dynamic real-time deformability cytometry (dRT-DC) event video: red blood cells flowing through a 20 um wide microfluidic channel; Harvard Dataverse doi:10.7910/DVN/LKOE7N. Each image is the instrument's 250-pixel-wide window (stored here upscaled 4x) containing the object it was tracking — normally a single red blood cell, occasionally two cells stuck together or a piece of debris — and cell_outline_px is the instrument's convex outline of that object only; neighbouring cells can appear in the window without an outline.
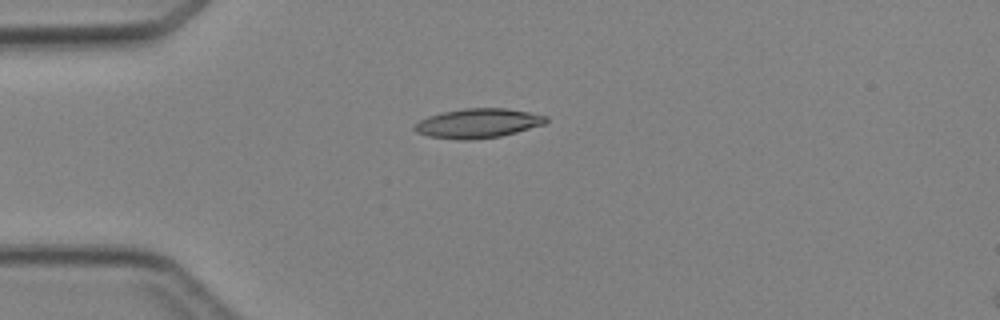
{"species": "Egyptian fruit bat (a non-hibernating species)", "species_latin": "Rousettus aegyptiacus", "temperature_condition": "cold", "stored_images_in_passage": 3, "camera_frame_rate_fps": 3000, "um_per_image_px": 0.085, "animal": {"sex": "female"}, "frame": {"image": 1, "passage_image": 3, "time_ms": 2.667, "image_size_px": [1000, 320], "cell_outline_px": [[548, 120], [544, 124], [516, 132], [500, 136], [468, 140], [460, 140], [428, 136], [416, 132], [412, 128], [420, 120], [428, 116], [444, 112], [464, 108], [504, 108], [528, 112], [548, 116]], "centroid_in_image_um": [40.62, 10.48], "position_along_channel_um": 44.4, "area_um2": 22.37}}